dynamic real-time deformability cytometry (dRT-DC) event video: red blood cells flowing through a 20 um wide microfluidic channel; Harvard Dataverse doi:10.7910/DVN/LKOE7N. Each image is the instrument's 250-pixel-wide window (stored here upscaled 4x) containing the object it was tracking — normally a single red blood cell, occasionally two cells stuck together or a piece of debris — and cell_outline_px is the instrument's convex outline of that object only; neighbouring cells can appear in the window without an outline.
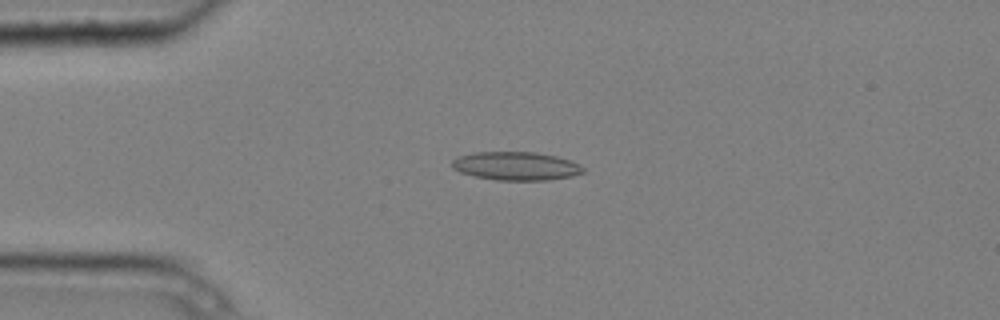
{"species": "common noctule bat (a hibernating species)", "species_latin": "Nyctalus noctula", "temperature_condition": "cold", "stored_images_in_passage": 7, "camera_frame_rate_fps": 3000, "um_per_image_px": 0.085, "animal": {"sex": "male", "body_mass_g": 20.4}, "frame": {"image": 1, "passage_image": 3, "time_ms": 0.667, "image_size_px": [1000, 320], "cell_outline_px": [[584, 172], [572, 176], [548, 180], [496, 180], [472, 176], [460, 172], [452, 168], [452, 160], [460, 156], [472, 152], [536, 152], [556, 156], [568, 160], [584, 168]], "centroid_in_image_um": [43.82, 14.11], "position_along_channel_um": 41.2, "area_um2": 21.68}}
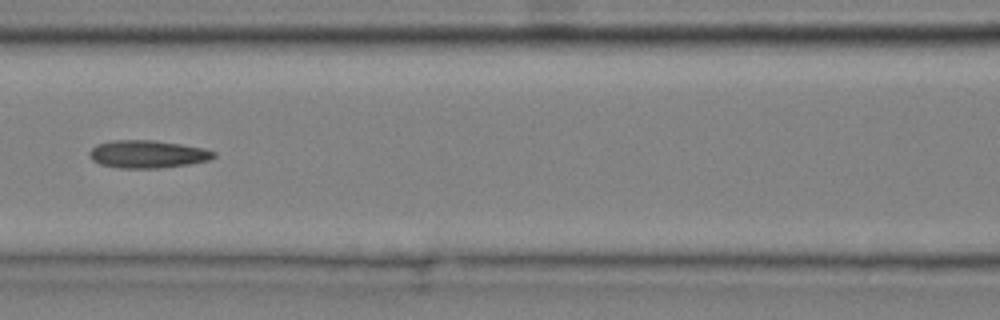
{"frame": {"image": 2, "passage_image": 6, "time_ms": 1.667, "image_size_px": [1000, 320], "cell_outline_px": [[216, 156], [208, 160], [188, 164], [160, 168], [120, 168], [100, 164], [92, 160], [88, 156], [88, 152], [96, 144], [112, 140], [152, 140], [180, 144], [204, 148], [216, 152]], "centroid_in_image_um": [12.51, 13.1], "position_along_channel_um": 154.1, "area_um2": 20.11}}
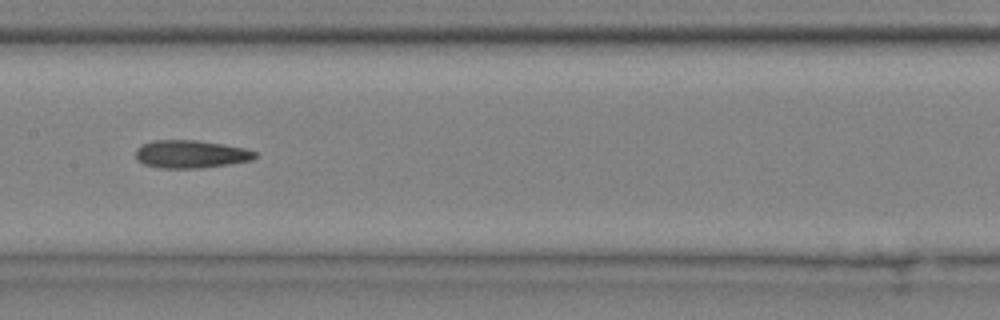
{"frame": {"image": 3, "passage_image": 7, "time_ms": 2.0, "image_size_px": [1000, 320], "cell_outline_px": [[256, 156], [252, 160], [228, 164], [200, 168], [160, 168], [144, 164], [136, 160], [136, 148], [152, 140], [196, 140], [224, 144], [244, 148], [256, 152]], "centroid_in_image_um": [16.19, 13.1], "position_along_channel_um": 191.2, "area_um2": 19.36}}